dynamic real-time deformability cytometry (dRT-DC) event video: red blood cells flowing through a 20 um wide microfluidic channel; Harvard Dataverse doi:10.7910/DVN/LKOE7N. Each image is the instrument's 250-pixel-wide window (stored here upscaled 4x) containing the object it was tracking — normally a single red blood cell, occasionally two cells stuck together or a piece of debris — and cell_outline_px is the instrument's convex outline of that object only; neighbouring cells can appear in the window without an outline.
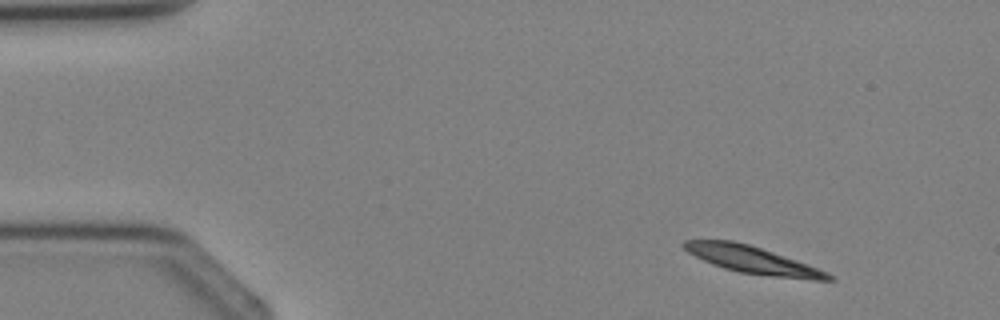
{"species": "Egyptian fruit bat (a non-hibernating species)", "species_latin": "Rousettus aegyptiacus", "temperature_condition": "cold", "stored_images_in_passage": 2, "camera_frame_rate_fps": 3000, "um_per_image_px": 0.085, "animal": {"sex": "female"}, "frame": {"image": 1, "passage_image": 1, "time_ms": 0.0, "image_size_px": [1000, 320], "cell_outline_px": [[836, 280], [812, 280], [772, 276], [740, 272], [724, 268], [712, 264], [688, 252], [680, 244], [684, 240], [732, 240], [748, 244], [796, 260], [828, 272]], "centroid_in_image_um": [63.95, 22.09], "position_along_channel_um": 21.0, "area_um2": 22.54}}
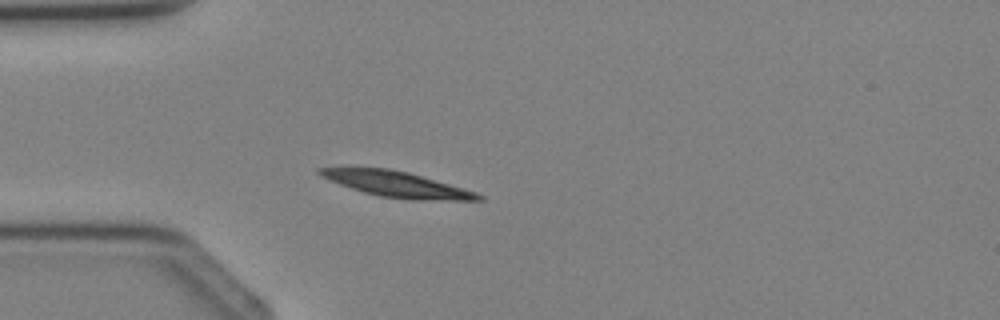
{"frame": {"image": 2, "passage_image": 2, "time_ms": 2.0, "image_size_px": [1000, 320], "cell_outline_px": [[484, 200], [412, 200], [380, 196], [364, 192], [340, 184], [320, 176], [316, 172], [316, 168], [388, 168], [408, 172], [476, 192], [484, 196]], "centroid_in_image_um": [33.74, 15.67], "position_along_channel_um": 51.3, "area_um2": 23.29}}